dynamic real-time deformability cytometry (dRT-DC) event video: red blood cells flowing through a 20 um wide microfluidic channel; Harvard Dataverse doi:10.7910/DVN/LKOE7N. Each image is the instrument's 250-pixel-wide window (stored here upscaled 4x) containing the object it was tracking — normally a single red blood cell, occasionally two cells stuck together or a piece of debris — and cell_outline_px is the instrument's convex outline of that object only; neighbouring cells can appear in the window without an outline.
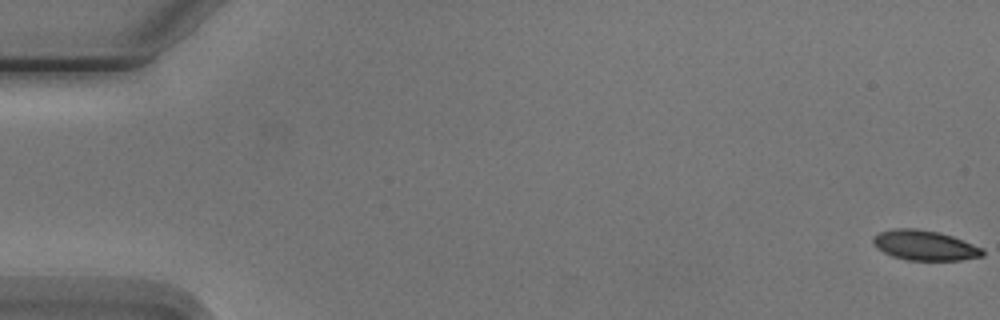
{"species": "Egyptian fruit bat (a non-hibernating species)", "species_latin": "Rousettus aegyptiacus", "temperature_condition": "cold", "stored_images_in_passage": 5, "camera_frame_rate_fps": 3000, "um_per_image_px": 0.085, "animal": {"sex": "male"}, "frame": {"image": 1, "passage_image": 1, "time_ms": 0.0, "image_size_px": [1000, 320], "cell_outline_px": [[984, 256], [960, 260], [908, 260], [892, 256], [876, 248], [872, 244], [872, 236], [880, 232], [896, 228], [916, 228], [940, 232], [964, 240], [984, 248]], "centroid_in_image_um": [78.6, 20.85], "position_along_channel_um": 6.4, "area_um2": 19.36}}
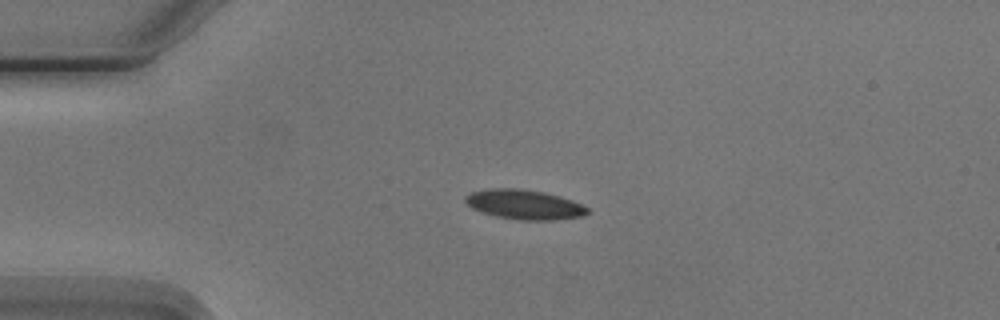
{"frame": {"image": 2, "passage_image": 4, "time_ms": 4.333, "image_size_px": [1000, 320], "cell_outline_px": [[588, 212], [584, 216], [552, 220], [516, 220], [496, 216], [472, 208], [464, 200], [464, 196], [472, 192], [492, 188], [520, 188], [544, 192], [560, 196], [584, 204], [588, 208]], "centroid_in_image_um": [44.6, 17.38], "position_along_channel_um": 40.4, "area_um2": 21.15}}